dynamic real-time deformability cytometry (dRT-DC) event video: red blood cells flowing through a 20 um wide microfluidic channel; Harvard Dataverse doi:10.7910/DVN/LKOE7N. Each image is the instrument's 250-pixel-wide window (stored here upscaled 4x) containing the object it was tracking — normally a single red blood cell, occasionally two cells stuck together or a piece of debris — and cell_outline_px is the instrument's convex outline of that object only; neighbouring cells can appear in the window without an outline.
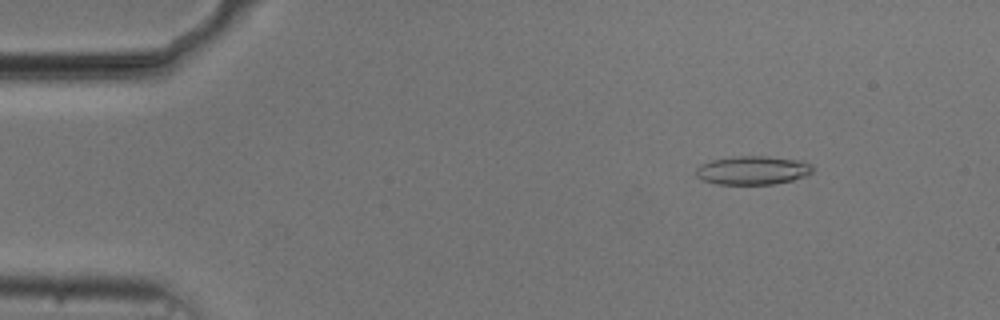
{"species": "common noctule bat (a hibernating species)", "species_latin": "Nyctalus noctula", "temperature_condition": "cold", "stored_images_in_passage": 51, "camera_frame_rate_fps": 3000, "um_per_image_px": 0.085, "animal": {"sex": "male", "body_mass_g": 20.5, "forearm_length_mm": 52.5}, "frame": {"image": 1, "passage_image": 4, "time_ms": 1.0, "image_size_px": [1000, 320], "cell_outline_px": [[816, 168], [812, 172], [804, 176], [792, 180], [772, 184], [716, 184], [704, 180], [696, 176], [696, 168], [700, 164], [712, 160], [740, 156], [768, 156], [800, 160], [812, 164]], "centroid_in_image_um": [64.01, 14.47], "position_along_channel_um": 21.0, "area_um2": 19.48}}
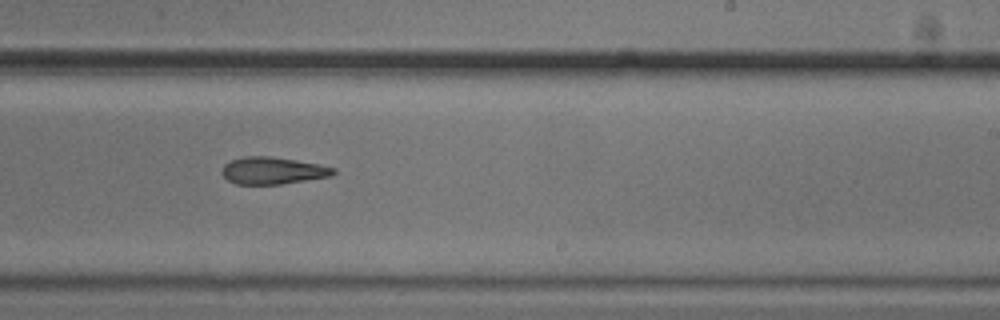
{"frame": {"image": 2, "passage_image": 30, "time_ms": 9.667, "image_size_px": [1000, 320], "cell_outline_px": [[336, 172], [332, 176], [280, 184], [236, 184], [228, 180], [220, 172], [224, 164], [232, 160], [244, 156], [272, 156], [296, 160], [336, 168]], "centroid_in_image_um": [23.17, 14.5], "position_along_channel_um": 265.8, "area_um2": 17.57}}
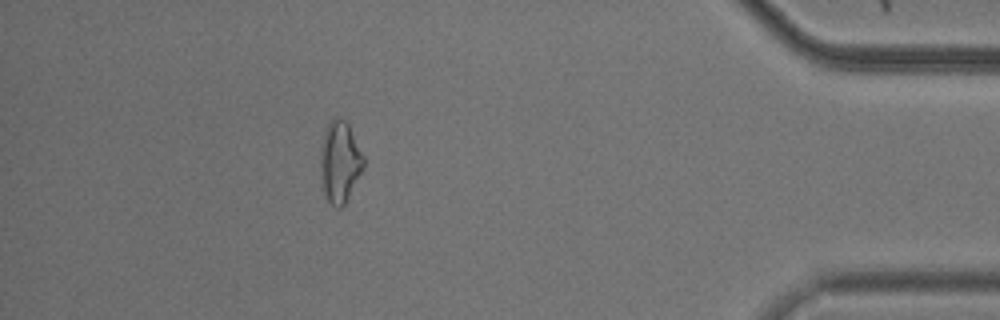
{"frame": {"image": 3, "passage_image": 45, "time_ms": 14.667, "image_size_px": [1000, 320], "cell_outline_px": [[364, 168], [344, 204], [340, 208], [336, 208], [324, 196], [320, 172], [320, 152], [324, 132], [328, 124], [336, 116], [340, 116], [348, 124], [364, 156]], "centroid_in_image_um": [28.88, 13.76], "position_along_channel_um": 406.3, "area_um2": 20.46}, "authors_computed_cell_mechanics": {"area_um2": 19.1318, "velocity_mm_per_s": 3.7518, "shape_relaxation_time_tau1_ms": 8.8904, "shape_relaxation_time_tau2_ms": null, "deformation_change_tau1": 0.1643, "deformation_change_tau2": null}}